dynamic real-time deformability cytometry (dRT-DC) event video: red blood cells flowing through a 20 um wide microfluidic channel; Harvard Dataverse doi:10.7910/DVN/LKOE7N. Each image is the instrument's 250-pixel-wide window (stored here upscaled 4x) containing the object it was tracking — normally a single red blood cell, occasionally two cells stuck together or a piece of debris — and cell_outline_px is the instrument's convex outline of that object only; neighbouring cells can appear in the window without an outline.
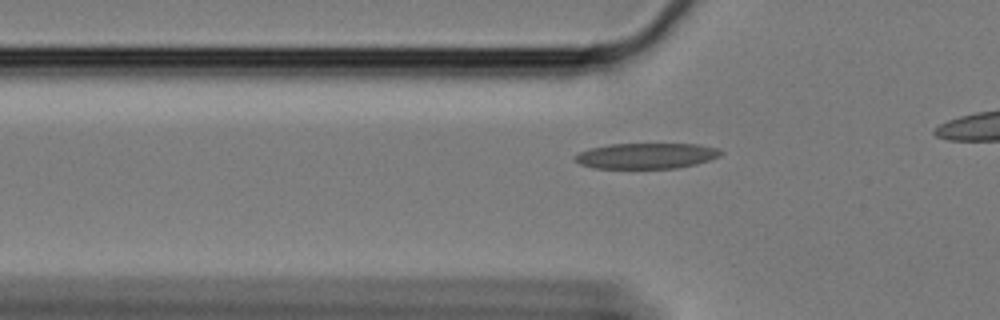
{"species": "Egyptian fruit bat (a non-hibernating species)", "species_latin": "Rousettus aegyptiacus", "temperature_condition": "cold", "stored_images_in_passage": 18, "camera_frame_rate_fps": 3000, "um_per_image_px": 0.085, "animal": {"sex": "female"}, "frame": {"image": 1, "passage_image": 11, "time_ms": 3.333, "image_size_px": [1000, 320], "cell_outline_px": [[724, 152], [720, 156], [696, 164], [676, 168], [592, 168], [580, 164], [572, 160], [572, 156], [588, 148], [608, 144], [700, 144], [720, 148]], "centroid_in_image_um": [54.91, 13.24], "position_along_channel_um": 70.9, "area_um2": 22.08}}
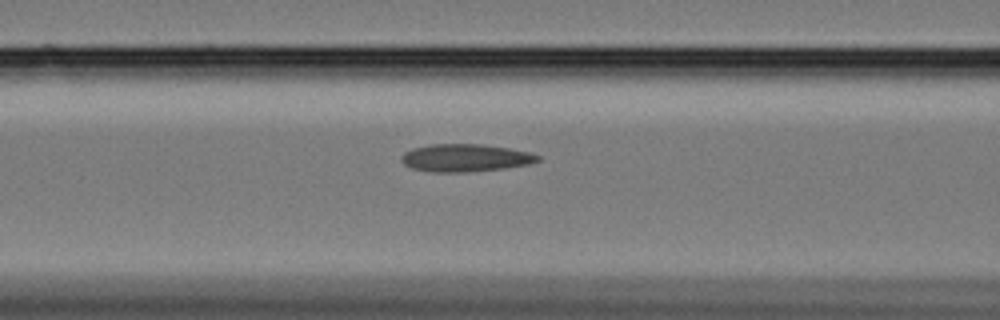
{"frame": {"image": 2, "passage_image": 16, "time_ms": 5.0, "image_size_px": [1000, 320], "cell_outline_px": [[540, 160], [528, 164], [504, 168], [468, 172], [432, 172], [412, 168], [404, 164], [400, 160], [400, 156], [404, 152], [412, 148], [432, 144], [480, 144], [508, 148], [528, 152], [540, 156]], "centroid_in_image_um": [39.51, 13.42], "position_along_channel_um": 127.1, "area_um2": 21.91}}